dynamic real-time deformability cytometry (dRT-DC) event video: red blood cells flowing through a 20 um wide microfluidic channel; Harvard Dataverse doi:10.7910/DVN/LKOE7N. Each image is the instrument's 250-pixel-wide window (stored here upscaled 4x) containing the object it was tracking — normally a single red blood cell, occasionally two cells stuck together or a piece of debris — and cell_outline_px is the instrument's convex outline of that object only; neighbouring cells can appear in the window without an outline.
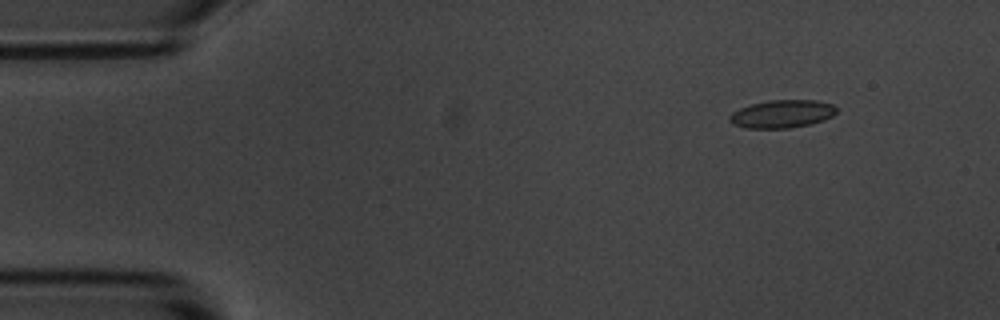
{"species": "common noctule bat (a hibernating species)", "species_latin": "Nyctalus noctula", "temperature_condition": "room temperature", "stored_images_in_passage": 4, "camera_frame_rate_fps": 3000, "um_per_image_px": 0.085, "animal": {"sex": "male", "body_mass_g": 20.1, "forearm_length_mm": 53.5}, "frame": {"image": 1, "passage_image": 1, "time_ms": 0.0, "image_size_px": [1000, 320], "cell_outline_px": [[836, 112], [832, 116], [824, 120], [808, 124], [788, 128], [744, 128], [732, 124], [728, 120], [728, 116], [732, 112], [740, 108], [752, 104], [768, 100], [816, 100], [832, 104], [836, 108]], "centroid_in_image_um": [66.43, 9.68], "position_along_channel_um": 18.6, "area_um2": 17.4}}
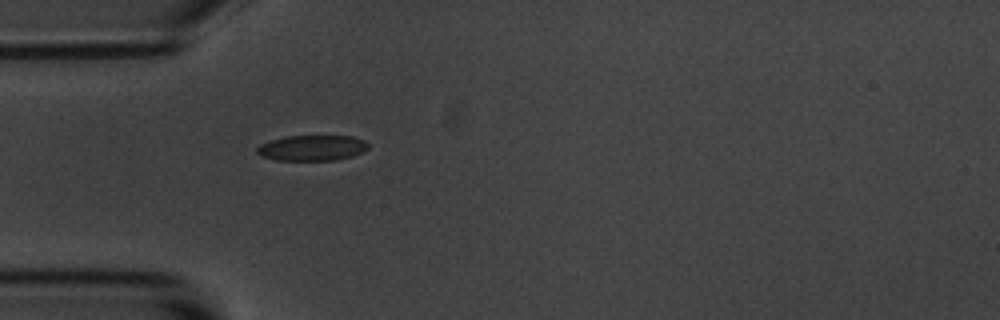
{"frame": {"image": 2, "passage_image": 4, "time_ms": 3.333, "image_size_px": [1000, 320], "cell_outline_px": [[368, 148], [352, 156], [336, 160], [276, 160], [260, 156], [256, 152], [256, 148], [260, 144], [272, 140], [288, 136], [352, 136], [364, 140], [368, 144]], "centroid_in_image_um": [26.5, 12.57], "position_along_channel_um": 58.5, "area_um2": 16.47}}